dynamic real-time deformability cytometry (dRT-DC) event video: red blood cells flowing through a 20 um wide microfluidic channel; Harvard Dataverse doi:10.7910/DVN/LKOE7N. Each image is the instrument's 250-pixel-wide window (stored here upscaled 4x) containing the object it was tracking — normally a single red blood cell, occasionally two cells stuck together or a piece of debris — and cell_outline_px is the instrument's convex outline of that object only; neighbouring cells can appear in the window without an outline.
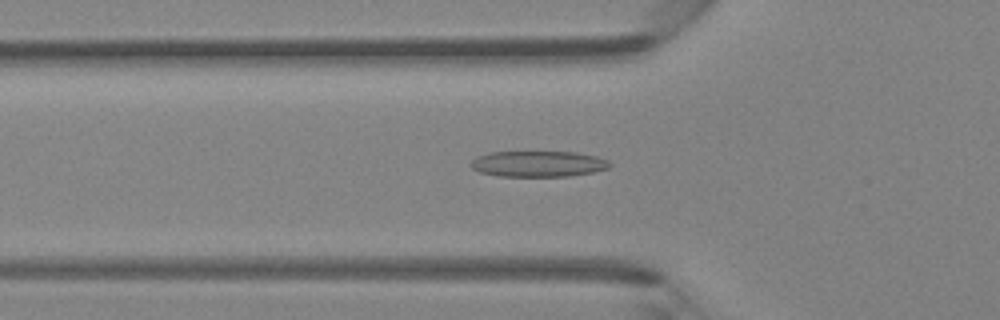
{"species": "Egyptian fruit bat (a non-hibernating species)", "species_latin": "Rousettus aegyptiacus", "temperature_condition": "room temperature", "stored_images_in_passage": 45, "camera_frame_rate_fps": 3000, "um_per_image_px": 0.085, "animal": {"sex": "female"}, "frame": {"image": 1, "passage_image": 15, "time_ms": 4.667, "image_size_px": [1000, 320], "cell_outline_px": [[612, 164], [608, 168], [592, 172], [568, 176], [500, 176], [480, 172], [472, 168], [472, 160], [476, 156], [488, 152], [576, 152], [596, 156], [608, 160]], "centroid_in_image_um": [45.75, 13.92], "position_along_channel_um": 80.0, "area_um2": 20.87}}
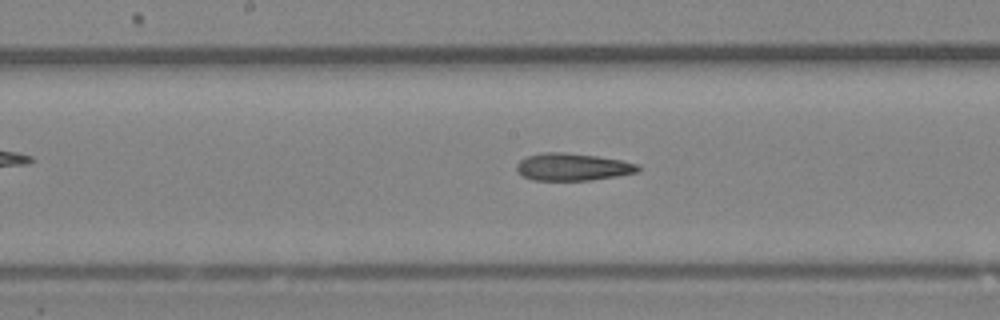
{"frame": {"image": 2, "passage_image": 23, "time_ms": 7.333, "image_size_px": [1000, 320], "cell_outline_px": [[640, 168], [636, 172], [616, 176], [592, 180], [532, 180], [524, 176], [516, 168], [516, 164], [520, 160], [528, 156], [544, 152], [564, 152], [596, 156], [624, 160], [640, 164]], "centroid_in_image_um": [48.7, 14.18], "position_along_channel_um": 199.5, "area_um2": 19.31}}
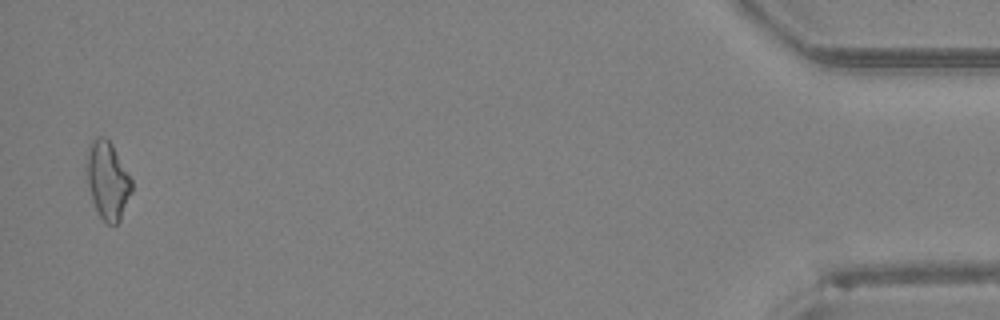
{"frame": {"image": 3, "passage_image": 44, "time_ms": 14.333, "image_size_px": [1000, 320], "cell_outline_px": [[132, 192], [120, 220], [116, 224], [108, 224], [100, 216], [92, 200], [88, 184], [88, 148], [92, 140], [96, 136], [104, 136], [112, 144], [132, 180]], "centroid_in_image_um": [9.17, 15.33], "position_along_channel_um": 426.0, "area_um2": 20.0}}